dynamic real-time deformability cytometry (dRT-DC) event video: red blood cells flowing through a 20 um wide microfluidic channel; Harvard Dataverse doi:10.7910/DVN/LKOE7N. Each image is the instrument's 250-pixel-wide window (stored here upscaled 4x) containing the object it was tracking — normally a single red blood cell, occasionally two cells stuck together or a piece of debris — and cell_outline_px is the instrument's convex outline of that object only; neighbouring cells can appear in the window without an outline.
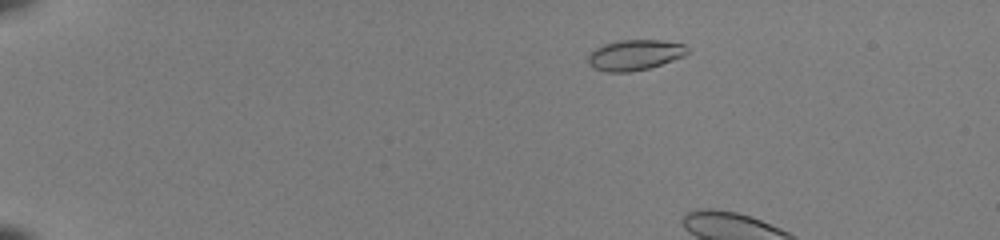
{"species": "common noctule bat (a hibernating species)", "species_latin": "Nyctalus noctula", "temperature_condition": "room temperature", "stored_images_in_passage": 10, "camera_frame_rate_fps": 3000, "um_per_image_px": 0.085, "animal": {"sex": "female", "body_mass_g": 22.0, "forearm_length_mm": 56.7}, "frame": {"image": 1, "passage_image": 5, "time_ms": 1.333, "image_size_px": [1000, 240], "cell_outline_px": [[688, 52], [684, 56], [648, 68], [628, 72], [604, 72], [592, 68], [588, 64], [588, 56], [596, 48], [604, 44], [620, 40], [660, 40], [684, 44], [688, 48]], "centroid_in_image_um": [53.93, 4.67], "position_along_channel_um": 31.1, "area_um2": 17.57}}